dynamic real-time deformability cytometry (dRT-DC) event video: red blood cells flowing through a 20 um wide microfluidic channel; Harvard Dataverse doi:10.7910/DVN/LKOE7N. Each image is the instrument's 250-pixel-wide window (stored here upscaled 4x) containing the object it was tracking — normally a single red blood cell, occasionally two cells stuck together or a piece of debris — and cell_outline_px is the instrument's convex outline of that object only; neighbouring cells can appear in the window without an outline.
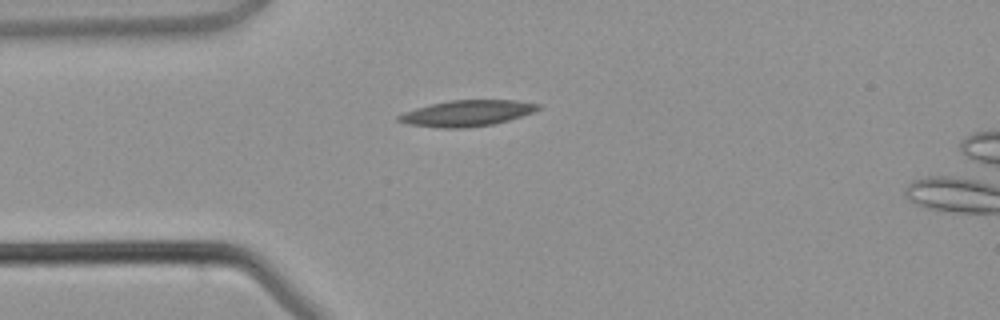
{"species": "common noctule bat (a hibernating species)", "species_latin": "Nyctalus noctula", "temperature_condition": "warm", "stored_images_in_passage": 4, "camera_frame_rate_fps": 3000, "um_per_image_px": 0.085, "animal": {"sex": "male", "body_mass_g": 21.5, "forearm_length_mm": 52.0}, "frame": {"image": 1, "passage_image": 4, "time_ms": 3.667, "image_size_px": [1000, 320], "cell_outline_px": [[540, 108], [532, 112], [496, 124], [468, 128], [440, 128], [408, 124], [396, 120], [396, 116], [404, 112], [416, 108], [432, 104], [452, 100], [516, 100], [540, 104]], "centroid_in_image_um": [39.67, 9.63], "position_along_channel_um": 45.3, "area_um2": 21.1}}